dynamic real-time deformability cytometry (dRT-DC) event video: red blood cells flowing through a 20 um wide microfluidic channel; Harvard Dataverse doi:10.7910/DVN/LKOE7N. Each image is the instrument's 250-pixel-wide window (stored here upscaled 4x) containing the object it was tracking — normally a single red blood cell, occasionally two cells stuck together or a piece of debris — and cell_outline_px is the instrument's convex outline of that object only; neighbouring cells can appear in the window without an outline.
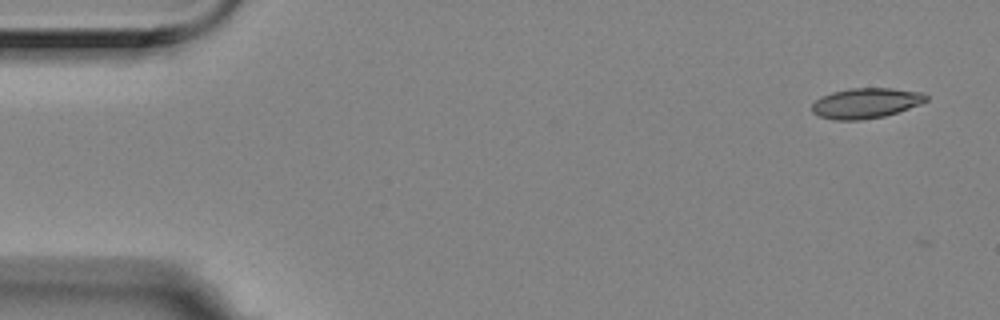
{"species": "Egyptian fruit bat (a non-hibernating species)", "species_latin": "Rousettus aegyptiacus", "temperature_condition": "room temperature", "stored_images_in_passage": 6, "camera_frame_rate_fps": 3000, "um_per_image_px": 0.085, "animal": {"sex": "female"}, "frame": {"image": 1, "passage_image": 1, "time_ms": 0.0, "image_size_px": [1000, 320], "cell_outline_px": [[928, 100], [920, 104], [884, 116], [860, 120], [836, 120], [820, 116], [812, 112], [812, 104], [820, 96], [832, 92], [852, 88], [892, 88], [924, 92], [928, 96]], "centroid_in_image_um": [73.61, 8.75], "position_along_channel_um": 11.4, "area_um2": 20.11}}
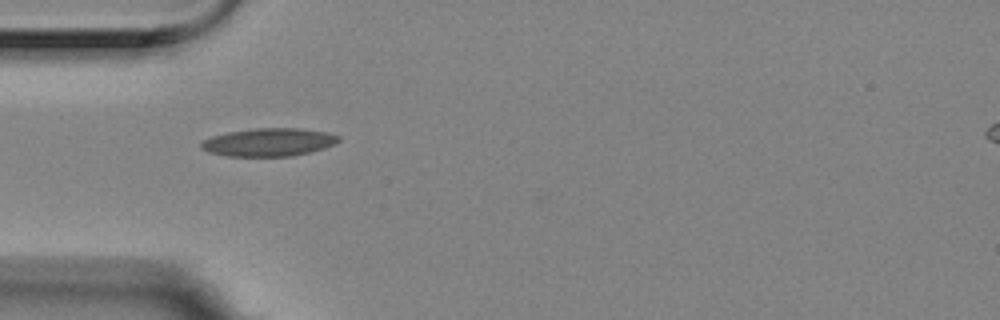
{"frame": {"image": 2, "passage_image": 5, "time_ms": 1.333, "image_size_px": [1000, 320], "cell_outline_px": [[340, 140], [336, 144], [324, 148], [292, 156], [228, 156], [208, 152], [200, 148], [200, 144], [204, 140], [212, 136], [228, 132], [256, 128], [300, 128], [328, 132], [340, 136]], "centroid_in_image_um": [22.87, 12.08], "position_along_channel_um": 62.1, "area_um2": 22.48}}
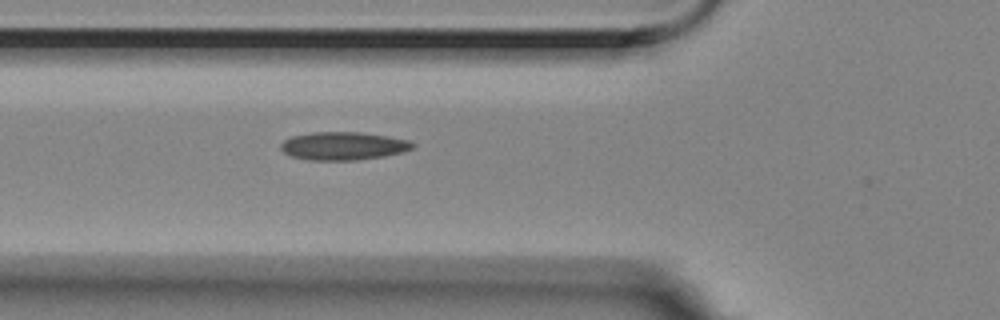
{"frame": {"image": 3, "passage_image": 6, "time_ms": 1.667, "image_size_px": [1000, 320], "cell_outline_px": [[416, 144], [412, 148], [400, 152], [384, 156], [356, 160], [308, 160], [292, 156], [284, 152], [280, 148], [280, 144], [284, 140], [292, 136], [312, 132], [360, 132], [408, 140]], "centroid_in_image_um": [29.14, 12.4], "position_along_channel_um": 96.7, "area_um2": 21.39}}